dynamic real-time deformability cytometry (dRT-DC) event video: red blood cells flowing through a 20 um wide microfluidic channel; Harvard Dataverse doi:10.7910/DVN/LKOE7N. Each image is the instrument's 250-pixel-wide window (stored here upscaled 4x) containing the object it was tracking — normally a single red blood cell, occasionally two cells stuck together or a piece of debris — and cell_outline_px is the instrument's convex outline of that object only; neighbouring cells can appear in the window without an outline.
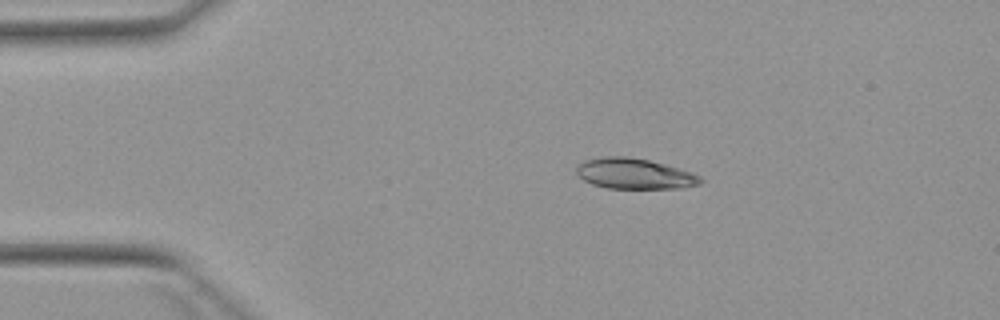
{"species": "Egyptian fruit bat (a non-hibernating species)", "species_latin": "Rousettus aegyptiacus", "temperature_condition": "warm", "stored_images_in_passage": 5, "camera_frame_rate_fps": 3000, "um_per_image_px": 0.085, "animal": {"sex": "female"}, "frame": {"image": 1, "passage_image": 3, "time_ms": 2.333, "image_size_px": [1000, 320], "cell_outline_px": [[704, 180], [700, 184], [684, 188], [604, 188], [592, 184], [576, 176], [576, 164], [584, 160], [604, 156], [628, 156], [648, 160], [664, 164], [692, 172], [700, 176]], "centroid_in_image_um": [53.89, 14.76], "position_along_channel_um": 31.1, "area_um2": 22.37}}
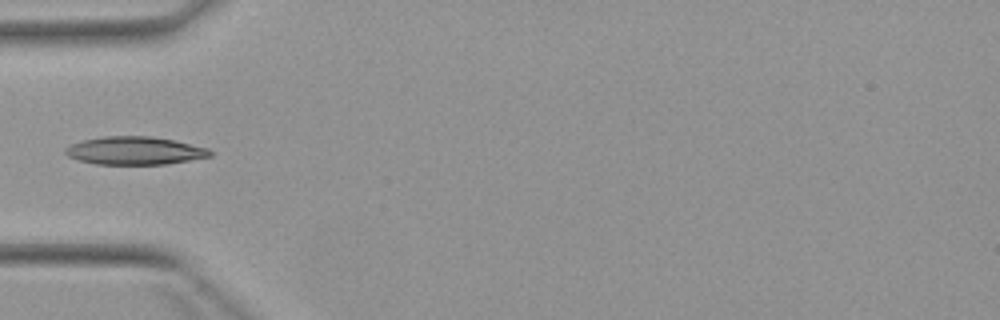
{"frame": {"image": 2, "passage_image": 5, "time_ms": 4.667, "image_size_px": [1000, 320], "cell_outline_px": [[212, 156], [164, 164], [96, 164], [76, 160], [68, 156], [64, 152], [64, 148], [80, 140], [104, 136], [148, 136], [172, 140], [208, 148], [212, 152]], "centroid_in_image_um": [11.39, 12.8], "position_along_channel_um": 73.6, "area_um2": 23.52}}